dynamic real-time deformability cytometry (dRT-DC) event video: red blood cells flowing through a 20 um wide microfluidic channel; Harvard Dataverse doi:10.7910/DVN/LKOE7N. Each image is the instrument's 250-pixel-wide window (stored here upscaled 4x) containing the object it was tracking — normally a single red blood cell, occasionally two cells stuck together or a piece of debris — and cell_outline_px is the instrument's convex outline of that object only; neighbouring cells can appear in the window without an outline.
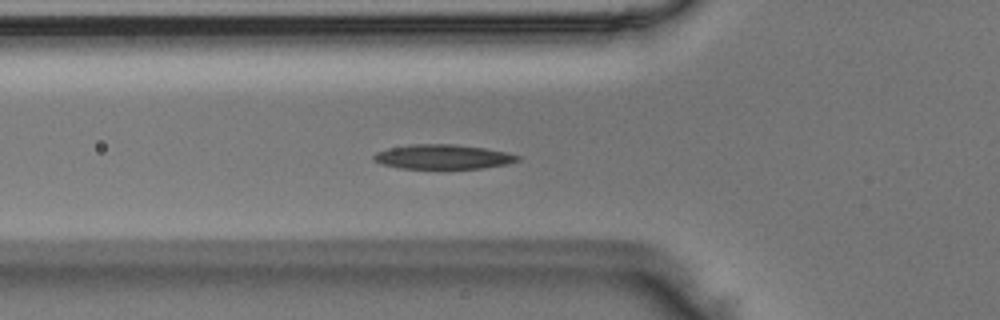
{"species": "Egyptian fruit bat (a non-hibernating species)", "species_latin": "Rousettus aegyptiacus", "temperature_condition": "room temperature", "stored_images_in_passage": 49, "camera_frame_rate_fps": 3000, "um_per_image_px": 0.085, "animal": {"sex": "male"}, "frame": {"image": 1, "passage_image": 15, "time_ms": 4.667, "image_size_px": [1000, 320], "cell_outline_px": [[520, 160], [508, 164], [484, 168], [400, 168], [380, 164], [372, 160], [372, 156], [376, 152], [388, 148], [408, 144], [452, 144], [484, 148], [504, 152], [520, 156]], "centroid_in_image_um": [37.6, 13.33], "position_along_channel_um": 88.2, "area_um2": 20.58}}
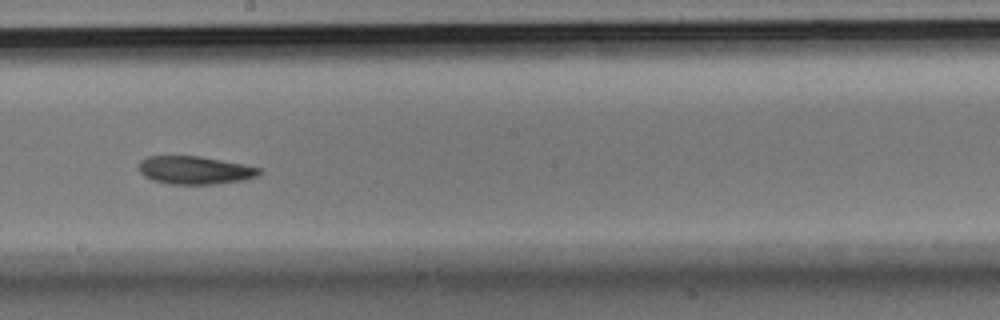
{"frame": {"image": 2, "passage_image": 26, "time_ms": 8.333, "image_size_px": [1000, 320], "cell_outline_px": [[264, 172], [256, 176], [244, 180], [216, 184], [168, 184], [152, 180], [144, 176], [140, 172], [140, 160], [148, 156], [200, 156], [244, 164], [260, 168]], "centroid_in_image_um": [16.58, 14.47], "position_along_channel_um": 231.6, "area_um2": 19.77}}
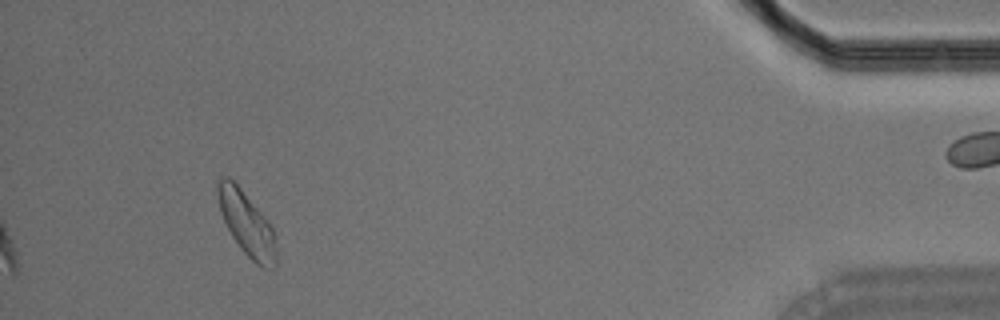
{"frame": {"image": 3, "passage_image": 45, "time_ms": 14.667, "image_size_px": [1000, 320], "cell_outline_px": [[276, 264], [272, 268], [264, 268], [256, 264], [240, 248], [232, 236], [220, 212], [216, 188], [216, 180], [220, 176], [228, 176], [240, 188], [268, 220], [276, 236]], "centroid_in_image_um": [20.96, 19.0], "position_along_channel_um": 414.2, "area_um2": 21.79}}